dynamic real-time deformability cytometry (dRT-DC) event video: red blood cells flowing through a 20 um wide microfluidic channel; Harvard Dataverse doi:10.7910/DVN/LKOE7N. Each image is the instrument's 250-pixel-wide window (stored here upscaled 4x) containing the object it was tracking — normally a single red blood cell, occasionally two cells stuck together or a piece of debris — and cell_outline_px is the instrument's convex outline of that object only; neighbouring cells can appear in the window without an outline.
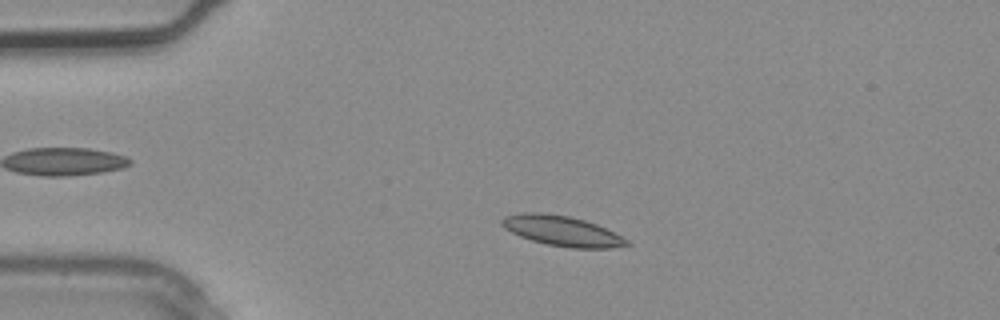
{"species": "common noctule bat (a hibernating species)", "species_latin": "Nyctalus noctula", "temperature_condition": "warm", "stored_images_in_passage": 1, "camera_frame_rate_fps": 3000, "um_per_image_px": 0.085, "animal": {"sex": "male", "body_mass_g": 20.4}, "frame": {"image": 1, "passage_image": 1, "time_ms": 0.0, "image_size_px": [1000, 320], "cell_outline_px": [[632, 244], [612, 248], [572, 248], [548, 244], [532, 240], [520, 236], [504, 228], [500, 224], [500, 220], [504, 216], [524, 212], [540, 212], [568, 216], [584, 220], [596, 224], [628, 240]], "centroid_in_image_um": [47.74, 19.62], "position_along_channel_um": 37.3, "area_um2": 21.73}}